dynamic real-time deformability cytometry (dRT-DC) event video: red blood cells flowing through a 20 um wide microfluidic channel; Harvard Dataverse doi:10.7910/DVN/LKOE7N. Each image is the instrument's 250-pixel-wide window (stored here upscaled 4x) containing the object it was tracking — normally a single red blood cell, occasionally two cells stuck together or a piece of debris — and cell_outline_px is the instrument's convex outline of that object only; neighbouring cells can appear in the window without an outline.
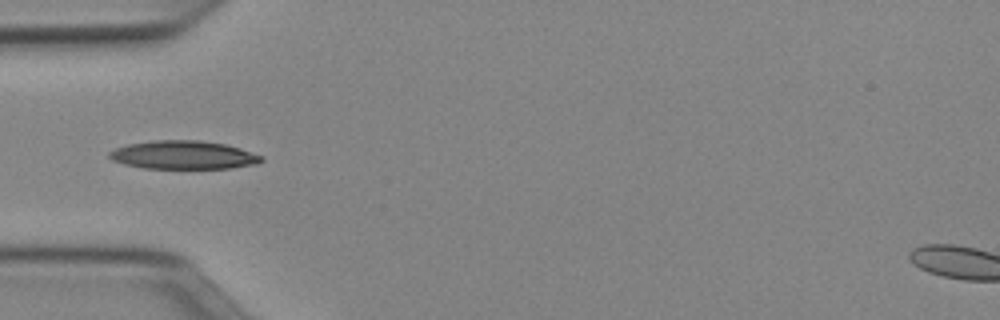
{"species": "Egyptian fruit bat (a non-hibernating species)", "species_latin": "Rousettus aegyptiacus", "temperature_condition": "cold", "stored_images_in_passage": 17, "camera_frame_rate_fps": 3000, "um_per_image_px": 0.085, "animal": {"sex": "female"}, "frame": {"image": 1, "passage_image": 1, "time_ms": 0.0, "image_size_px": [1000, 320], "cell_outline_px": [[264, 160], [256, 164], [232, 168], [144, 168], [124, 164], [112, 160], [108, 156], [108, 152], [116, 148], [128, 144], [152, 140], [200, 140], [224, 144], [240, 148], [264, 156]], "centroid_in_image_um": [15.6, 13.17], "position_along_channel_um": 69.4, "area_um2": 25.2}}
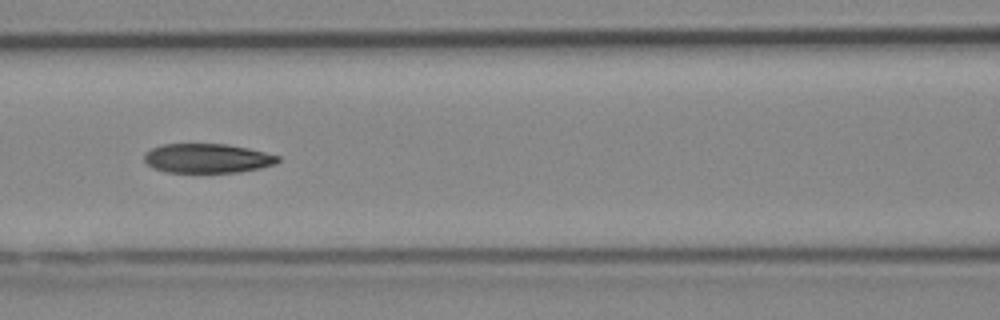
{"frame": {"image": 2, "passage_image": 7, "time_ms": 2.0, "image_size_px": [1000, 320], "cell_outline_px": [[280, 160], [276, 164], [260, 168], [240, 172], [168, 172], [152, 168], [144, 160], [144, 152], [152, 148], [164, 144], [228, 144], [248, 148], [280, 156]], "centroid_in_image_um": [17.63, 13.45], "position_along_channel_um": 149.0, "area_um2": 22.89}}
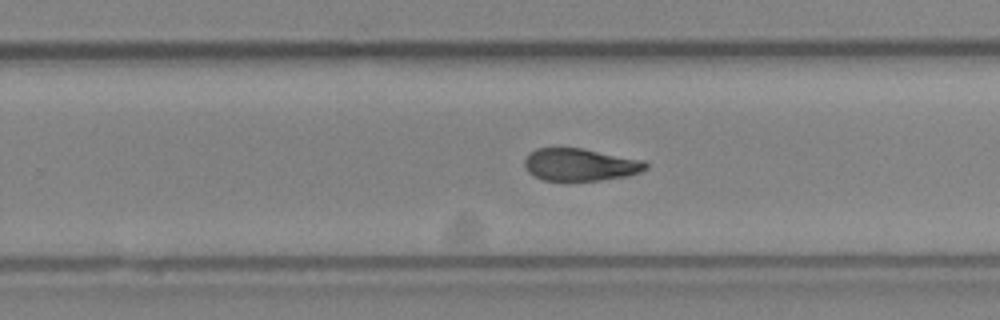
{"frame": {"image": 3, "passage_image": 17, "time_ms": 5.333, "image_size_px": [1000, 320], "cell_outline_px": [[648, 168], [640, 172], [628, 176], [600, 180], [544, 180], [528, 172], [524, 168], [524, 160], [528, 152], [536, 148], [580, 148], [644, 160], [648, 164]], "centroid_in_image_um": [49.3, 13.99], "position_along_channel_um": 280.5, "area_um2": 22.89}}